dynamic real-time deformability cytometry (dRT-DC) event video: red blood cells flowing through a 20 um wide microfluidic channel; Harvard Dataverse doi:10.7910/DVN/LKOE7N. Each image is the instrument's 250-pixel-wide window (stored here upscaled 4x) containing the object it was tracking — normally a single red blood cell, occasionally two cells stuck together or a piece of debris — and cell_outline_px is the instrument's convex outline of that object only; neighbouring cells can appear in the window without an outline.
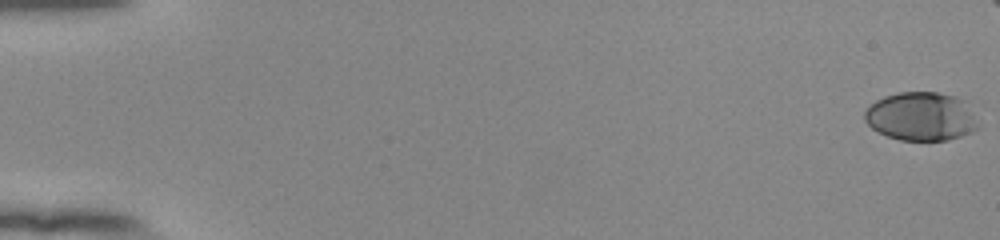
{"species": "human", "species_latin": "Homo sapiens", "temperature_condition": "room temperature", "stored_images_in_passage": 50, "camera_frame_rate_fps": 3000, "um_per_image_px": 0.085, "donor": {"sex": "female"}, "frame": {"image": 1, "passage_image": 1, "time_ms": 0.0, "image_size_px": [1000, 240], "cell_outline_px": [[980, 128], [972, 132], [948, 140], [900, 140], [888, 136], [872, 128], [864, 120], [864, 112], [876, 100], [884, 96], [900, 92], [936, 92], [956, 96], [964, 100]], "centroid_in_image_um": [78.29, 9.9], "position_along_channel_um": 6.7, "area_um2": 31.96}}
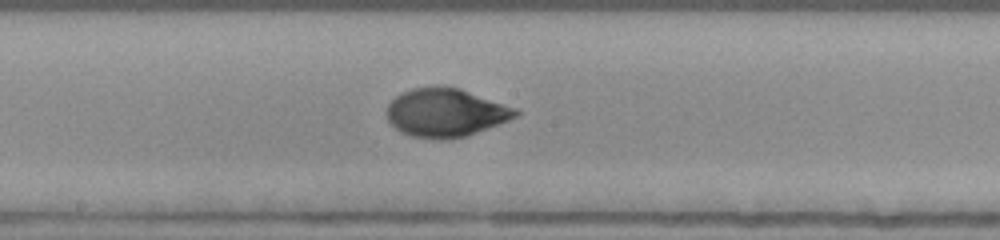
{"frame": {"image": 2, "passage_image": 32, "time_ms": 10.333, "image_size_px": [1000, 240], "cell_outline_px": [[520, 112], [516, 116], [508, 120], [468, 136], [448, 140], [440, 140], [412, 136], [400, 132], [388, 120], [384, 112], [388, 104], [400, 92], [412, 88], [436, 84], [444, 84], [460, 88], [516, 108]], "centroid_in_image_um": [37.84, 9.55], "position_along_channel_um": 210.4, "area_um2": 36.99}}
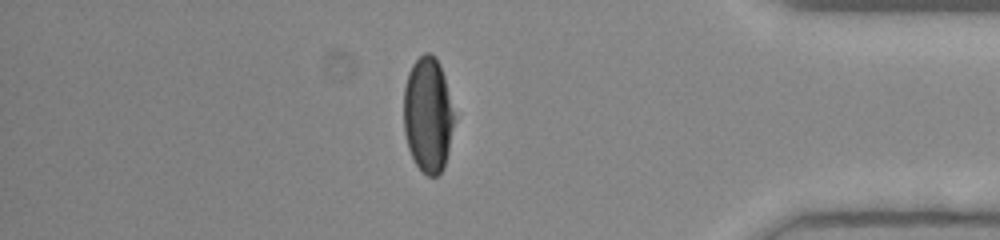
{"frame": {"image": 3, "passage_image": 49, "time_ms": 16.0, "image_size_px": [1000, 240], "cell_outline_px": [[452, 124], [448, 152], [444, 168], [436, 176], [428, 176], [416, 164], [408, 148], [404, 132], [404, 88], [408, 72], [412, 64], [424, 52], [432, 52], [436, 56], [440, 64], [444, 76], [452, 112]], "centroid_in_image_um": [36.34, 9.73], "position_along_channel_um": 398.9, "area_um2": 33.47}}